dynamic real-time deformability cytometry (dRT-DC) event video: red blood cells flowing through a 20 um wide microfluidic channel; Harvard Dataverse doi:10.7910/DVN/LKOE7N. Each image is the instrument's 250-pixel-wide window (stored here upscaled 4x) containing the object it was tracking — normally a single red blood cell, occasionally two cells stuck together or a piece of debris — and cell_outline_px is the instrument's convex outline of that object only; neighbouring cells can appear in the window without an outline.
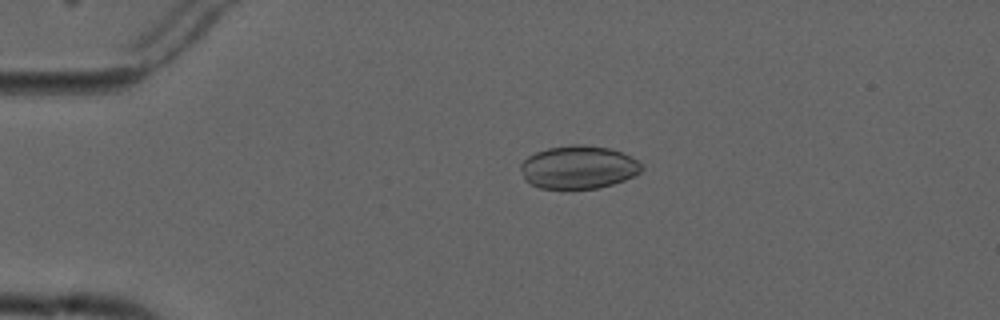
{"species": "common noctule bat (a hibernating species)", "species_latin": "Nyctalus noctula", "temperature_condition": "cold", "stored_images_in_passage": 4, "camera_frame_rate_fps": 3000, "um_per_image_px": 0.085, "animal": {"sex": "male", "forearm_length_mm": 52.5}, "frame": {"image": 1, "passage_image": 3, "time_ms": 3.0, "image_size_px": [1000, 320], "cell_outline_px": [[644, 168], [640, 172], [624, 180], [612, 184], [596, 188], [540, 188], [524, 180], [520, 168], [520, 164], [528, 156], [536, 152], [548, 148], [572, 144], [584, 144], [608, 148], [620, 152], [644, 164]], "centroid_in_image_um": [49.15, 14.21], "position_along_channel_um": 35.8, "area_um2": 30.23}}